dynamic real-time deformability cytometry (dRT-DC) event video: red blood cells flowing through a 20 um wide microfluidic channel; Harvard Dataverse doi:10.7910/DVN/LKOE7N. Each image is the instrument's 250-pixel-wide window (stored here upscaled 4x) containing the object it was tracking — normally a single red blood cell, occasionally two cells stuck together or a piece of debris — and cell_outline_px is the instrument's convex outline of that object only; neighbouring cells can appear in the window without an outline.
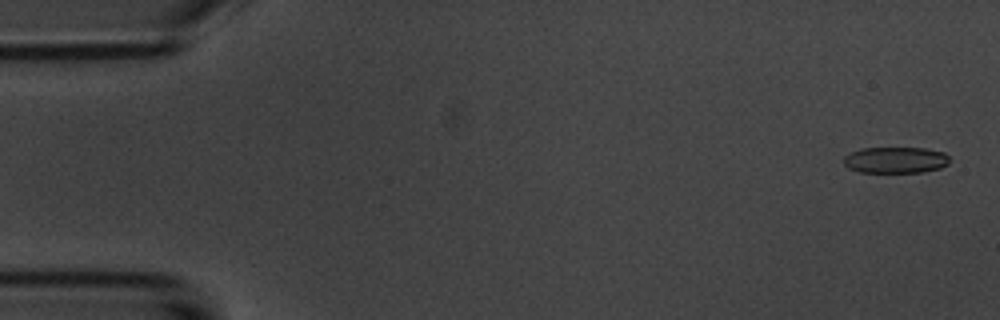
{"species": "common noctule bat (a hibernating species)", "species_latin": "Nyctalus noctula", "temperature_condition": "room temperature", "stored_images_in_passage": 5, "camera_frame_rate_fps": 3000, "um_per_image_px": 0.085, "animal": {"sex": "male", "body_mass_g": 20.1, "forearm_length_mm": 53.5}, "frame": {"image": 1, "passage_image": 1, "time_ms": 0.0, "image_size_px": [1000, 320], "cell_outline_px": [[948, 164], [940, 168], [924, 172], [860, 172], [848, 168], [844, 164], [844, 156], [860, 148], [924, 148], [944, 152], [948, 156]], "centroid_in_image_um": [76.12, 13.6], "position_along_channel_um": 8.9, "area_um2": 16.18}}
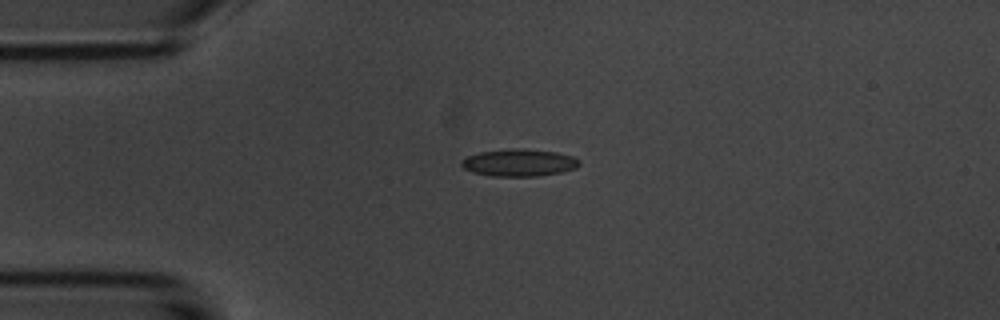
{"frame": {"image": 2, "passage_image": 4, "time_ms": 3.667, "image_size_px": [1000, 320], "cell_outline_px": [[580, 164], [576, 168], [564, 172], [536, 176], [488, 176], [472, 172], [464, 168], [460, 164], [460, 160], [468, 156], [480, 152], [508, 148], [524, 148], [556, 152], [572, 156], [580, 160]], "centroid_in_image_um": [44.12, 13.82], "position_along_channel_um": 40.9, "area_um2": 18.96}}